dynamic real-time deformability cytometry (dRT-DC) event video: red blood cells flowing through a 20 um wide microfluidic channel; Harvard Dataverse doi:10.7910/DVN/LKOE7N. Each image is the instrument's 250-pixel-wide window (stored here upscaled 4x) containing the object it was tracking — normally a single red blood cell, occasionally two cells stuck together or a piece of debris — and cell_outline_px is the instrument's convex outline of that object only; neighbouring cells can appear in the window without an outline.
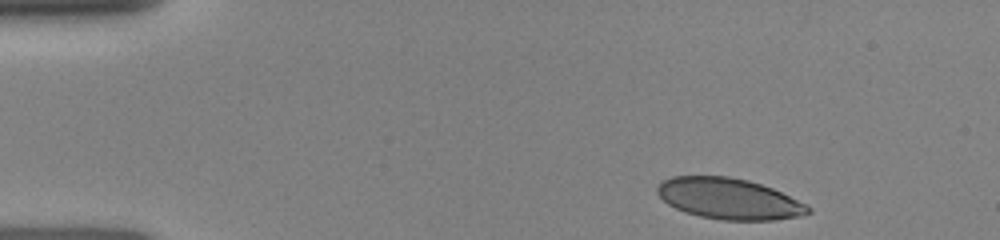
{"species": "human", "species_latin": "Homo sapiens", "temperature_condition": "room temperature", "stored_images_in_passage": 10, "camera_frame_rate_fps": 3000, "um_per_image_px": 0.085, "donor": {"sex": "female"}, "frame": {"image": 1, "passage_image": 1, "time_ms": 0.0, "image_size_px": [1000, 240], "cell_outline_px": [[812, 212], [804, 216], [776, 220], [724, 220], [700, 216], [684, 212], [668, 204], [656, 192], [656, 188], [664, 180], [672, 176], [728, 176], [748, 180], [772, 188], [812, 208]], "centroid_in_image_um": [61.97, 16.9], "position_along_channel_um": 23.0, "area_um2": 35.89}}
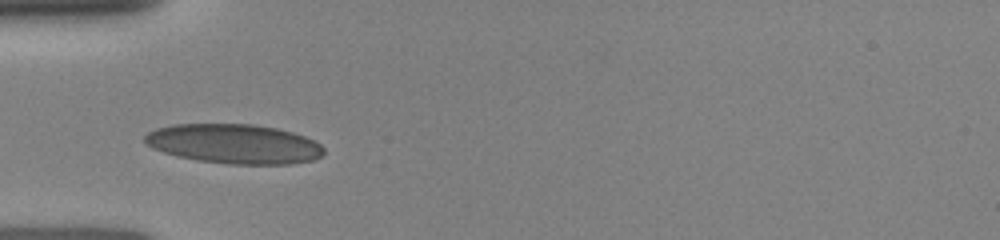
{"frame": {"image": 2, "passage_image": 9, "time_ms": 3.0, "image_size_px": [1000, 240], "cell_outline_px": [[324, 152], [320, 156], [312, 160], [292, 164], [228, 164], [196, 160], [176, 156], [152, 148], [144, 140], [144, 136], [148, 132], [156, 128], [172, 124], [252, 124], [276, 128], [292, 132], [304, 136], [320, 144], [324, 148]], "centroid_in_image_um": [19.88, 12.23], "position_along_channel_um": 65.1, "area_um2": 41.27}}